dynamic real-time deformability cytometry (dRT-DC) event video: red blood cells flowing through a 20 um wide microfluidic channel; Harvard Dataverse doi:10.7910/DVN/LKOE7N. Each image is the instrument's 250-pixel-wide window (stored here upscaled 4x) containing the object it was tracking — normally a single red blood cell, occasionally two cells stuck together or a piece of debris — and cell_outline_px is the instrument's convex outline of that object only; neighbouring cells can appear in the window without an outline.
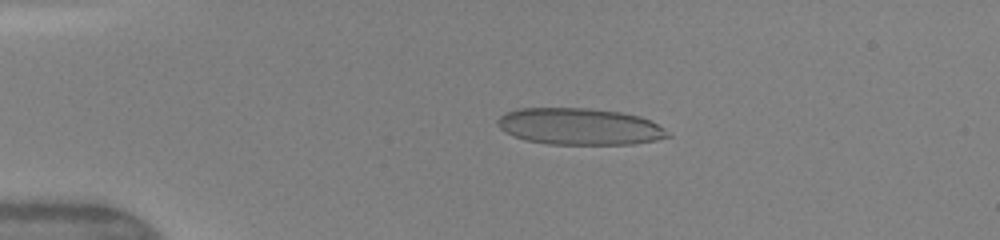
{"species": "human", "species_latin": "Homo sapiens", "temperature_condition": "warm", "stored_images_in_passage": 48, "camera_frame_rate_fps": 3000, "um_per_image_px": 0.085, "donor": {"sex": "female"}, "frame": {"image": 1, "passage_image": 10, "time_ms": 3.0, "image_size_px": [1000, 240], "cell_outline_px": [[672, 136], [656, 140], [632, 144], [548, 144], [524, 140], [512, 136], [504, 132], [496, 124], [496, 120], [500, 116], [508, 112], [520, 108], [588, 108], [620, 112], [640, 116], [664, 128]], "centroid_in_image_um": [49.23, 10.76], "position_along_channel_um": 35.8, "area_um2": 36.41}}
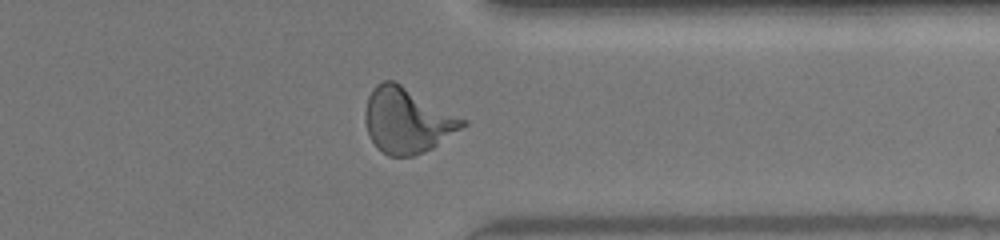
{"frame": {"image": 2, "passage_image": 38, "time_ms": 12.333, "image_size_px": [1000, 240], "cell_outline_px": [[468, 124], [432, 148], [416, 156], [388, 156], [372, 140], [368, 132], [364, 120], [364, 112], [368, 96], [372, 88], [376, 84], [384, 80], [396, 80], [468, 120]], "centroid_in_image_um": [34.62, 10.2], "position_along_channel_um": 376.8, "area_um2": 37.34}}
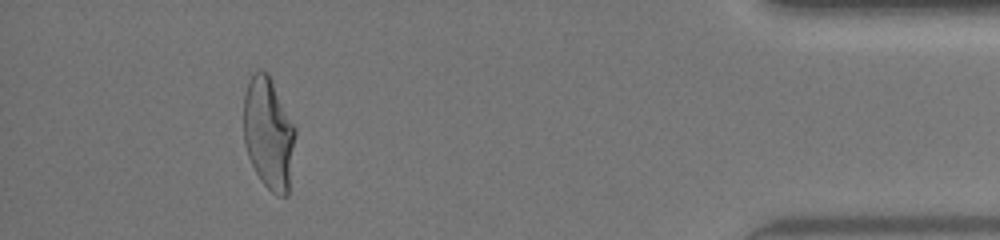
{"frame": {"image": 3, "passage_image": 44, "time_ms": 14.333, "image_size_px": [1000, 240], "cell_outline_px": [[296, 132], [288, 196], [276, 196], [260, 180], [248, 156], [244, 144], [244, 92], [248, 80], [252, 72], [256, 68], [260, 68], [268, 72], [296, 128]], "centroid_in_image_um": [22.82, 11.3], "position_along_channel_um": 412.4, "area_um2": 34.16}, "authors_computed_cell_mechanics": {"area_um2": 35.5181, "velocity_mm_per_s": 4.1771, "shape_relaxation_time_tau1_ms": 6.8354, "shape_relaxation_time_tau2_ms": null, "deformation_change_tau1": 0.2582, "deformation_change_tau2": null}}